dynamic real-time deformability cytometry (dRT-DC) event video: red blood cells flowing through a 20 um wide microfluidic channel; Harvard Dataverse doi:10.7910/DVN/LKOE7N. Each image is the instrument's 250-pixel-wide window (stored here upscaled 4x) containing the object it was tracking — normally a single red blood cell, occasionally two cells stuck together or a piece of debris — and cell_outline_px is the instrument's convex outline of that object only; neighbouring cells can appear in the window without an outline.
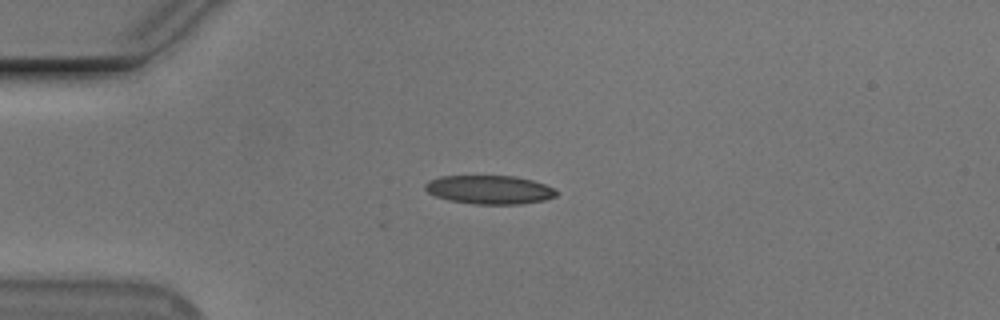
{"species": "Egyptian fruit bat (a non-hibernating species)", "species_latin": "Rousettus aegyptiacus", "temperature_condition": "cold", "stored_images_in_passage": 8, "camera_frame_rate_fps": 3000, "um_per_image_px": 0.085, "animal": {"sex": "male"}, "frame": {"image": 1, "passage_image": 1, "time_ms": 0.0, "image_size_px": [1000, 320], "cell_outline_px": [[556, 196], [544, 200], [520, 204], [472, 204], [448, 200], [436, 196], [428, 192], [424, 188], [424, 184], [428, 180], [440, 176], [516, 176], [532, 180], [544, 184], [552, 188], [556, 192]], "centroid_in_image_um": [41.56, 16.12], "position_along_channel_um": 43.4, "area_um2": 21.91}}
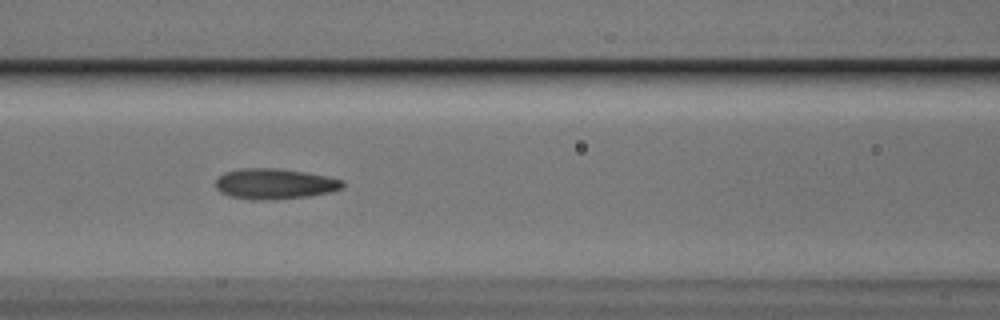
{"frame": {"image": 2, "passage_image": 4, "time_ms": 3.333, "image_size_px": [1000, 320], "cell_outline_px": [[344, 188], [332, 192], [308, 196], [260, 200], [252, 200], [232, 196], [220, 192], [216, 188], [216, 180], [224, 172], [240, 168], [276, 168], [304, 172], [328, 176], [344, 180]], "centroid_in_image_um": [23.37, 15.62], "position_along_channel_um": 143.2, "area_um2": 22.6}}
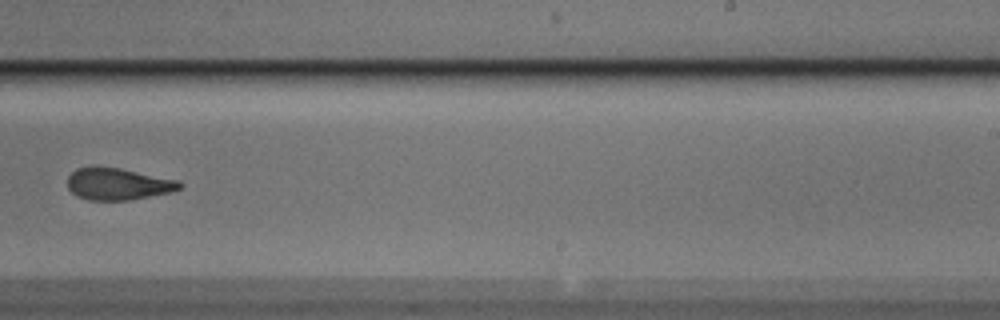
{"frame": {"image": 3, "passage_image": 7, "time_ms": 7.0, "image_size_px": [1000, 320], "cell_outline_px": [[184, 184], [180, 188], [172, 192], [128, 200], [88, 200], [76, 196], [68, 188], [68, 176], [76, 168], [92, 164], [120, 168], [180, 180]], "centroid_in_image_um": [10.01, 15.61], "position_along_channel_um": 279.0, "area_um2": 21.33}}